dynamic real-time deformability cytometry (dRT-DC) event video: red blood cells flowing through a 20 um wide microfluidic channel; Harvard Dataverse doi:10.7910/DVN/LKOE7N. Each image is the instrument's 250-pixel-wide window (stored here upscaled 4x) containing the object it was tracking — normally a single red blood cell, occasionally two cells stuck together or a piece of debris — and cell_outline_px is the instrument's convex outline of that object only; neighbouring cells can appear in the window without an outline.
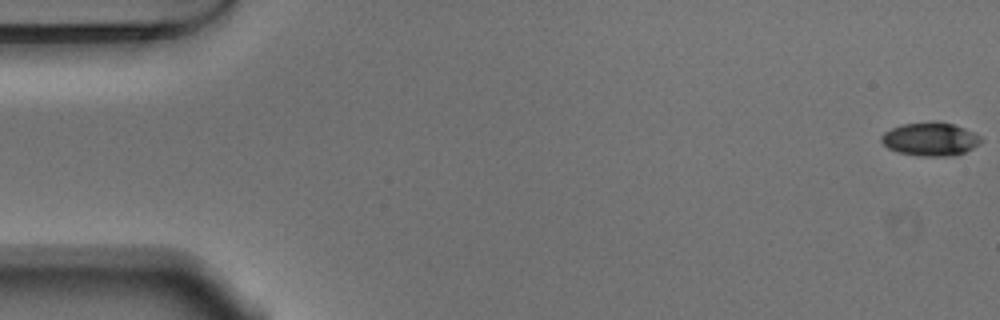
{"species": "Egyptian fruit bat (a non-hibernating species)", "species_latin": "Rousettus aegyptiacus", "temperature_condition": "warm", "stored_images_in_passage": 14, "camera_frame_rate_fps": 3000, "um_per_image_px": 0.085, "animal": {"sex": "male"}, "frame": {"image": 1, "passage_image": 1, "time_ms": 0.0, "image_size_px": [1000, 320], "cell_outline_px": [[980, 144], [964, 152], [952, 156], [920, 156], [896, 152], [888, 148], [880, 140], [880, 136], [884, 132], [892, 128], [904, 124], [932, 120], [936, 120], [952, 124], [964, 128], [980, 136]], "centroid_in_image_um": [79.04, 11.82], "position_along_channel_um": 6.0, "area_um2": 19.48}}
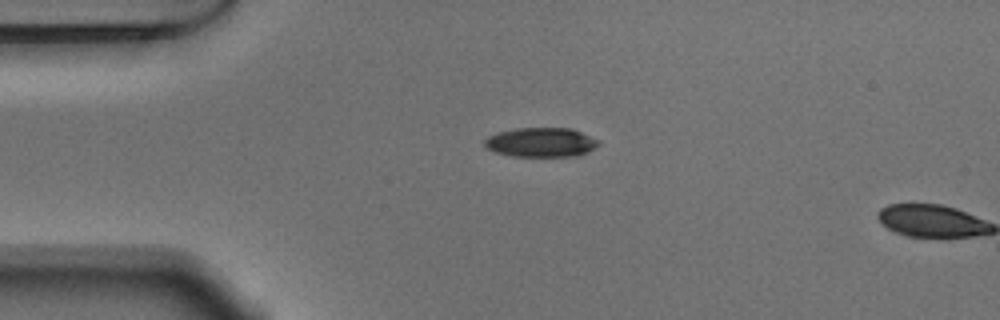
{"frame": {"image": 2, "passage_image": 13, "time_ms": 4.0, "image_size_px": [1000, 320], "cell_outline_px": [[600, 144], [596, 148], [588, 152], [576, 156], [512, 156], [496, 152], [488, 148], [484, 144], [484, 140], [488, 136], [500, 132], [516, 128], [572, 128], [600, 140]], "centroid_in_image_um": [46.04, 12.09], "position_along_channel_um": 39.0, "area_um2": 19.54}}